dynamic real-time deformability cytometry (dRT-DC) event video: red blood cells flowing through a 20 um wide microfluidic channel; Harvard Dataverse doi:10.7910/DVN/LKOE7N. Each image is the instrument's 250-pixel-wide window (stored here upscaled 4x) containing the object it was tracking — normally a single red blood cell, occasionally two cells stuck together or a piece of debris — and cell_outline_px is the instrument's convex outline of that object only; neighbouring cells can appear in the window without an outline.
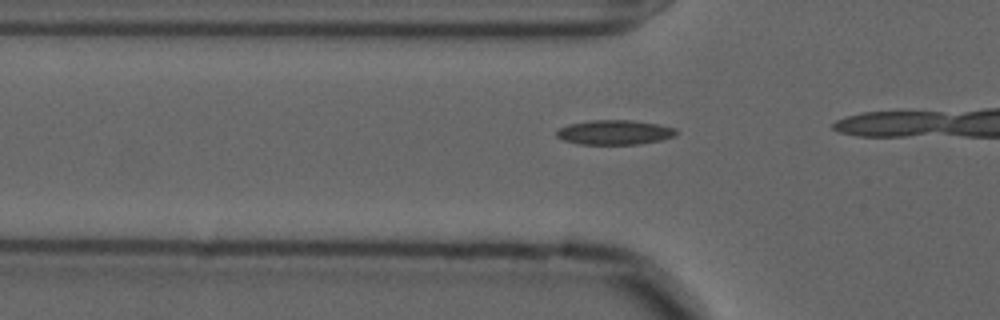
{"species": "common noctule bat (a hibernating species)", "species_latin": "Nyctalus noctula", "temperature_condition": "cold", "stored_images_in_passage": 8, "camera_frame_rate_fps": 3000, "um_per_image_px": 0.085, "animal": {"sex": "male", "forearm_length_mm": 52.5}, "frame": {"image": 1, "passage_image": 5, "time_ms": 1.333, "image_size_px": [1000, 320], "cell_outline_px": [[676, 136], [660, 140], [640, 144], [580, 144], [564, 140], [556, 136], [556, 132], [560, 128], [568, 124], [588, 120], [632, 120], [656, 124], [676, 128]], "centroid_in_image_um": [52.23, 11.24], "position_along_channel_um": 73.6, "area_um2": 17.11}}